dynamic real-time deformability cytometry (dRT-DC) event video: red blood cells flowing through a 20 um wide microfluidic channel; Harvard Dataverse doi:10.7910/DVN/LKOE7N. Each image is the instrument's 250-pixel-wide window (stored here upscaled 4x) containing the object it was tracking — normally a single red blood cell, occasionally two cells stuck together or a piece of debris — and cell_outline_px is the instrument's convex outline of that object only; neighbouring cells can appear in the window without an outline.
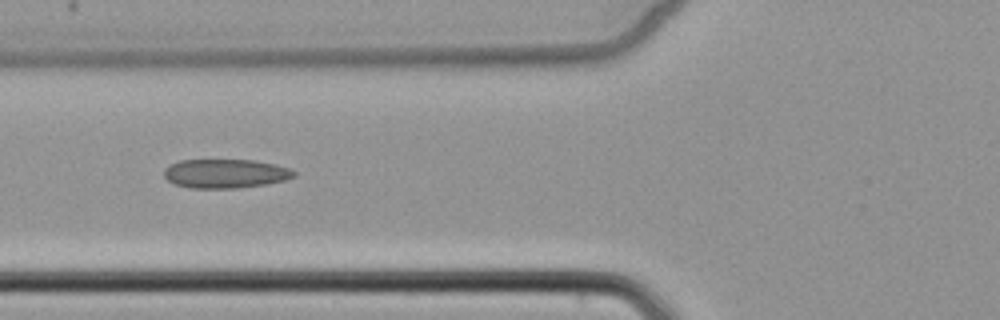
{"species": "common noctule bat (a hibernating species)", "species_latin": "Nyctalus noctula", "temperature_condition": "cold", "stored_images_in_passage": 7, "camera_frame_rate_fps": 3000, "um_per_image_px": 0.085, "animal": {"sex": "female", "body_mass_g": 22.7, "forearm_length_mm": 54.2}, "frame": {"image": 1, "passage_image": 6, "time_ms": 6.0, "image_size_px": [1000, 320], "cell_outline_px": [[296, 176], [284, 180], [264, 184], [240, 188], [188, 188], [172, 184], [164, 176], [164, 168], [180, 160], [256, 160], [276, 164], [292, 168], [296, 172]], "centroid_in_image_um": [19.17, 14.75], "position_along_channel_um": 106.6, "area_um2": 22.2}}
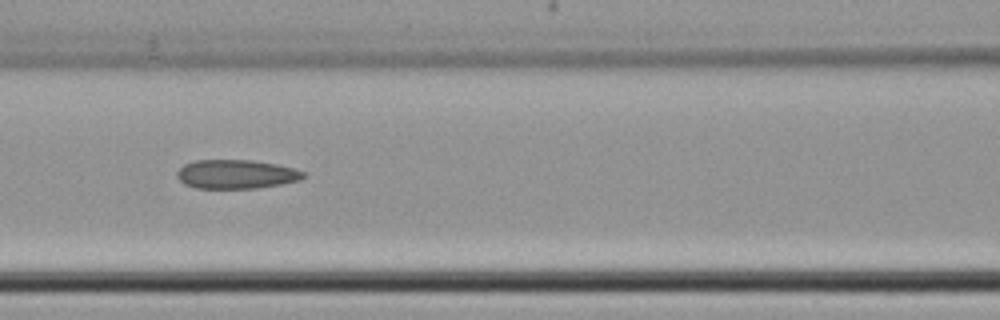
{"frame": {"image": 2, "passage_image": 7, "time_ms": 7.0, "image_size_px": [1000, 320], "cell_outline_px": [[308, 176], [300, 180], [280, 184], [256, 188], [196, 188], [184, 184], [176, 176], [176, 172], [184, 164], [196, 160], [252, 160], [276, 164], [292, 168], [304, 172]], "centroid_in_image_um": [20.07, 14.8], "position_along_channel_um": 146.5, "area_um2": 21.33}}